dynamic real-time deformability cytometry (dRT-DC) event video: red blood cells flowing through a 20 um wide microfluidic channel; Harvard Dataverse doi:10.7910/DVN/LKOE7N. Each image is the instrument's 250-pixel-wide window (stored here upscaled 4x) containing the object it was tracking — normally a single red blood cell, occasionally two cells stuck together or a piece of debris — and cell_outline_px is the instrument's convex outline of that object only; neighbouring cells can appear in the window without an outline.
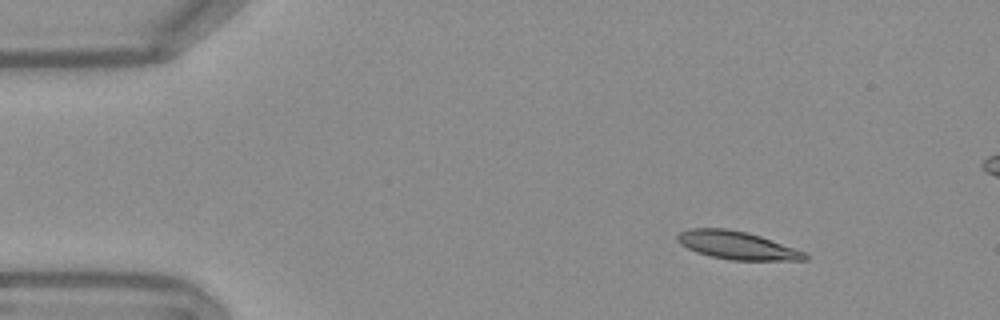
{"species": "Egyptian fruit bat (a non-hibernating species)", "species_latin": "Rousettus aegyptiacus", "temperature_condition": "warm", "stored_images_in_passage": 48, "camera_frame_rate_fps": 3000, "um_per_image_px": 0.085, "frame": {"image": 1, "passage_image": 1, "time_ms": 0.0, "image_size_px": [1000, 320], "cell_outline_px": [[808, 260], [732, 260], [708, 256], [696, 252], [680, 244], [676, 240], [676, 236], [680, 232], [692, 228], [728, 228], [748, 232], [760, 236], [804, 252], [808, 256]], "centroid_in_image_um": [62.6, 20.85], "position_along_channel_um": 22.4, "area_um2": 20.75}}
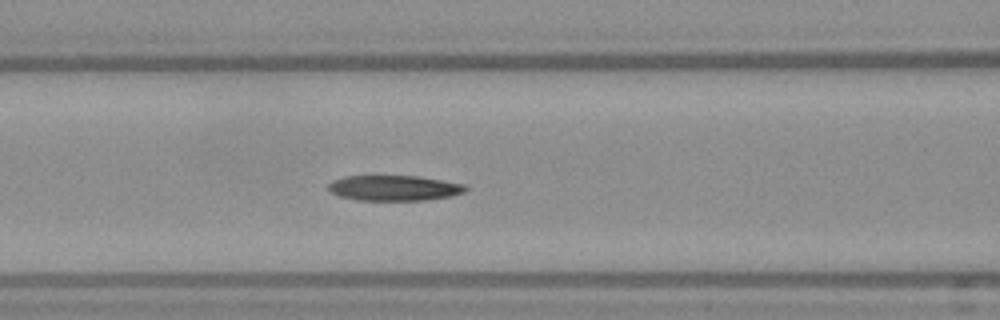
{"frame": {"image": 2, "passage_image": 16, "time_ms": 5.0, "image_size_px": [1000, 320], "cell_outline_px": [[468, 188], [464, 192], [452, 196], [424, 200], [356, 200], [340, 196], [328, 192], [328, 184], [332, 180], [344, 176], [416, 176], [468, 184]], "centroid_in_image_um": [33.5, 15.98], "position_along_channel_um": 133.1, "area_um2": 20.46}}
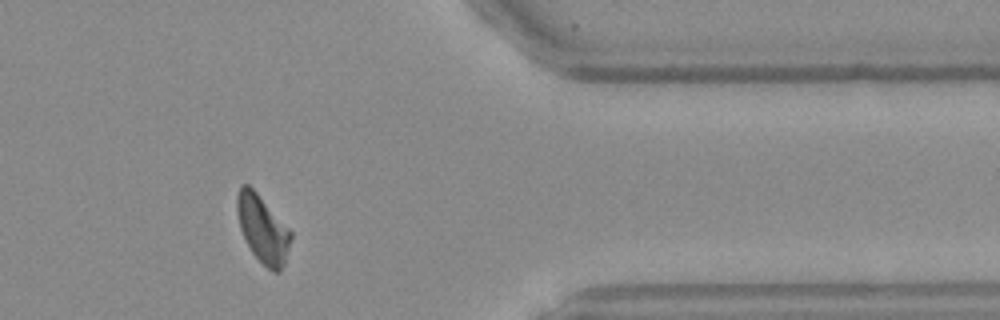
{"frame": {"image": 3, "passage_image": 38, "time_ms": 12.333, "image_size_px": [1000, 320], "cell_outline_px": [[292, 236], [284, 264], [280, 272], [272, 272], [252, 252], [240, 228], [236, 212], [236, 196], [240, 184], [248, 184], [256, 192], [292, 232]], "centroid_in_image_um": [22.31, 19.45], "position_along_channel_um": 389.1, "area_um2": 20.81}, "authors_computed_cell_mechanics": {"area_um2": 20.8947, "velocity_mm_per_s": 3.776, "shape_relaxation_time_tau1_ms": null, "shape_relaxation_time_tau2_ms": 2.1072, "deformation_change_tau1": null, "deformation_change_tau2": 0.0922}}